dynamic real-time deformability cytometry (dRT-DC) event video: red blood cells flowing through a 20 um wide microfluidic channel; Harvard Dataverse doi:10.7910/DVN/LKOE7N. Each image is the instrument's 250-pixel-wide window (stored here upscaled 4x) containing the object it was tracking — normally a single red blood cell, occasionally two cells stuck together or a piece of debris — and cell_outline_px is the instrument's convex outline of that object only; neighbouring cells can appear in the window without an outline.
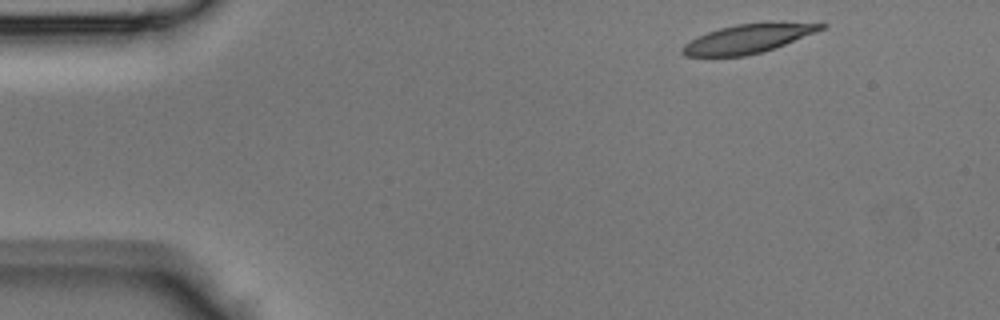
{"species": "Egyptian fruit bat (a non-hibernating species)", "species_latin": "Rousettus aegyptiacus", "temperature_condition": "room temperature", "stored_images_in_passage": 39, "camera_frame_rate_fps": 3000, "um_per_image_px": 0.085, "animal": {"sex": "male"}, "frame": {"image": 1, "passage_image": 1, "time_ms": 0.0, "image_size_px": [1000, 320], "cell_outline_px": [[828, 24], [824, 28], [816, 32], [784, 44], [760, 52], [744, 56], [684, 56], [680, 52], [680, 48], [684, 44], [708, 32], [720, 28], [736, 24]], "centroid_in_image_um": [63.46, 3.33], "position_along_channel_um": 21.5, "area_um2": 22.2}}
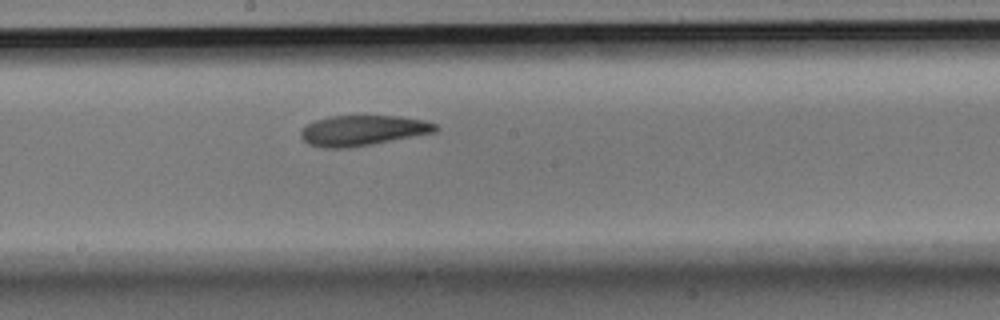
{"frame": {"image": 2, "passage_image": 19, "time_ms": 6.0, "image_size_px": [1000, 320], "cell_outline_px": [[440, 128], [436, 132], [372, 144], [348, 148], [324, 148], [308, 144], [300, 136], [300, 132], [308, 124], [316, 120], [328, 116], [400, 116], [424, 120], [436, 124]], "centroid_in_image_um": [30.85, 11.09], "position_along_channel_um": 217.4, "area_um2": 23.81}}
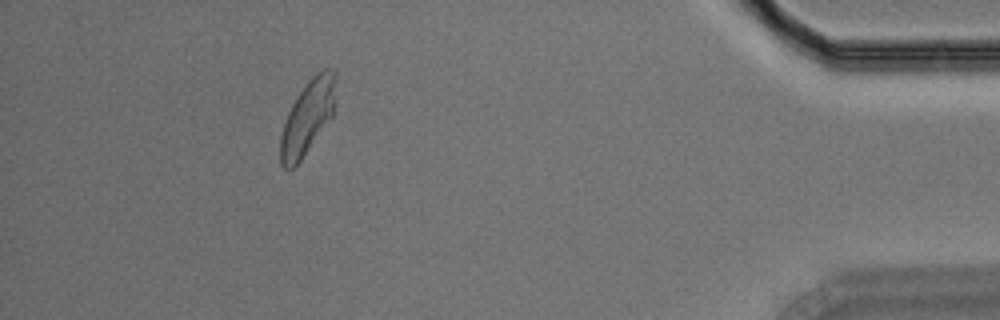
{"frame": {"image": 3, "passage_image": 35, "time_ms": 11.333, "image_size_px": [1000, 320], "cell_outline_px": [[336, 80], [332, 116], [300, 160], [292, 168], [284, 168], [280, 164], [280, 136], [288, 112], [296, 96], [308, 80], [316, 72], [324, 68], [328, 68], [336, 72]], "centroid_in_image_um": [26.13, 9.92], "position_along_channel_um": 409.1, "area_um2": 23.47}}